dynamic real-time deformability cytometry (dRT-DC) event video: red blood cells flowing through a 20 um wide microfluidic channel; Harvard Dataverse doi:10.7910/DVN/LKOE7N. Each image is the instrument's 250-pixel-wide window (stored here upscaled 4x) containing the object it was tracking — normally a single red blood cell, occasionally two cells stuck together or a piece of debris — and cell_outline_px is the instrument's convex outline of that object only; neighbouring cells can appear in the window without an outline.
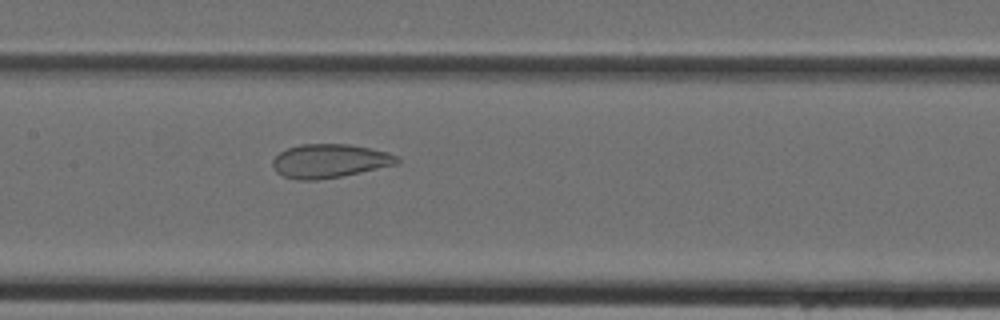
{"species": "Egyptian fruit bat (a non-hibernating species)", "species_latin": "Rousettus aegyptiacus", "temperature_condition": "cold", "stored_images_in_passage": 45, "camera_frame_rate_fps": 3000, "um_per_image_px": 0.085, "animal": {"sex": "female"}, "frame": {"image": 1, "passage_image": 22, "time_ms": 7.0, "image_size_px": [1000, 320], "cell_outline_px": [[400, 164], [340, 176], [316, 180], [296, 180], [284, 176], [276, 172], [272, 164], [272, 160], [280, 152], [288, 148], [300, 144], [348, 144], [388, 152], [400, 156]], "centroid_in_image_um": [28.04, 13.68], "position_along_channel_um": 179.4, "area_um2": 24.51}}
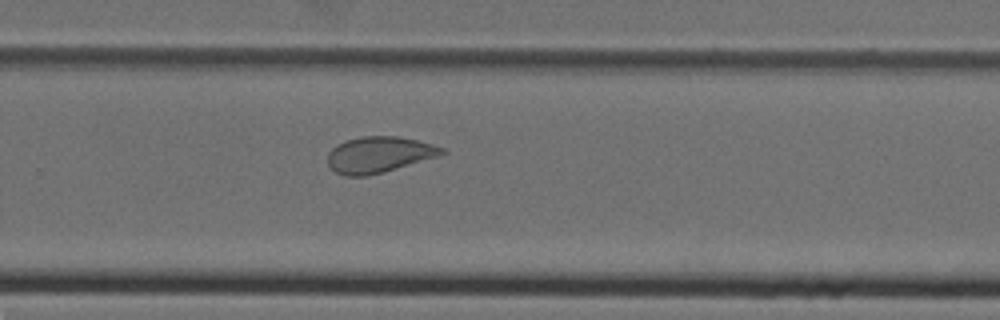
{"frame": {"image": 2, "passage_image": 30, "time_ms": 9.667, "image_size_px": [1000, 320], "cell_outline_px": [[448, 152], [440, 156], [384, 172], [368, 176], [344, 176], [336, 172], [328, 164], [328, 152], [332, 148], [348, 140], [364, 136], [396, 136], [416, 140], [444, 148]], "centroid_in_image_um": [32.24, 13.16], "position_along_channel_um": 297.6, "area_um2": 23.87}}
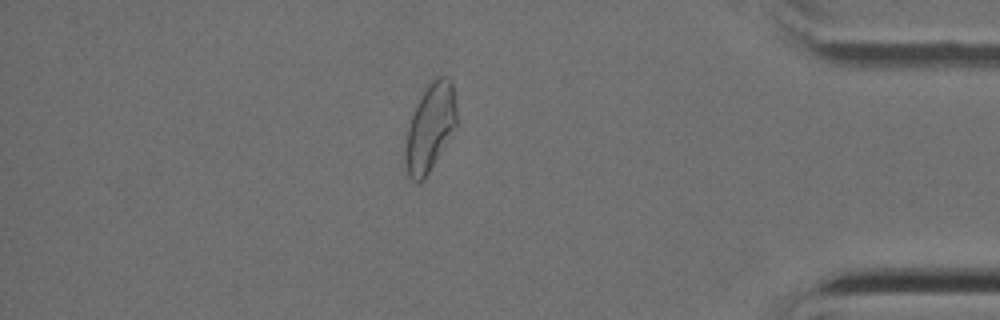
{"frame": {"image": 3, "passage_image": 39, "time_ms": 12.667, "image_size_px": [1000, 320], "cell_outline_px": [[456, 128], [424, 180], [412, 180], [408, 176], [404, 160], [404, 148], [408, 128], [412, 112], [416, 104], [428, 84], [436, 76], [448, 76], [452, 80], [456, 96]], "centroid_in_image_um": [36.57, 10.81], "position_along_channel_um": 398.6, "area_um2": 26.47}}